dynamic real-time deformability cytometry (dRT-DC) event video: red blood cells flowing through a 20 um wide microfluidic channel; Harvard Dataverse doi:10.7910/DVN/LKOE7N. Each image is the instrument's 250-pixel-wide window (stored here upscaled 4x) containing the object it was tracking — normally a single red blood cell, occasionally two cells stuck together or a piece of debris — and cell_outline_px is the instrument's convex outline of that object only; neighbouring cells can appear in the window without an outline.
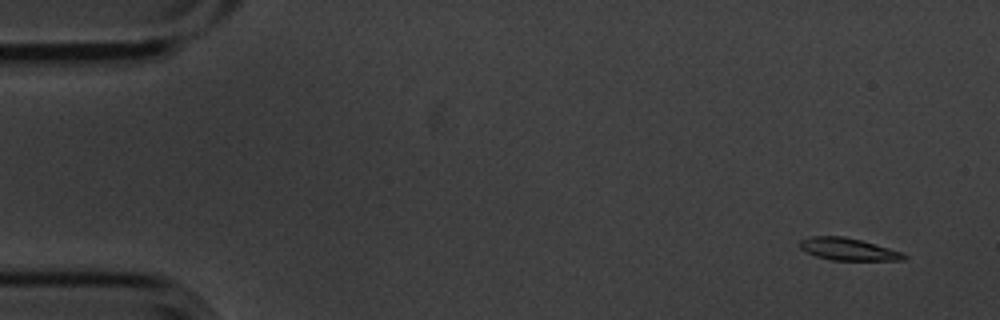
{"species": "common noctule bat (a hibernating species)", "species_latin": "Nyctalus noctula", "temperature_condition": "cold", "stored_images_in_passage": 6, "camera_frame_rate_fps": 3000, "um_per_image_px": 0.085, "animal": {"sex": "male", "body_mass_g": 20.1, "forearm_length_mm": 53.5}, "frame": {"image": 1, "passage_image": 1, "time_ms": 0.0, "image_size_px": [1000, 320], "cell_outline_px": [[908, 256], [904, 260], [832, 260], [816, 256], [800, 248], [800, 240], [812, 236], [844, 236], [860, 240], [904, 252]], "centroid_in_image_um": [72.13, 21.18], "position_along_channel_um": 12.9, "area_um2": 13.41}}
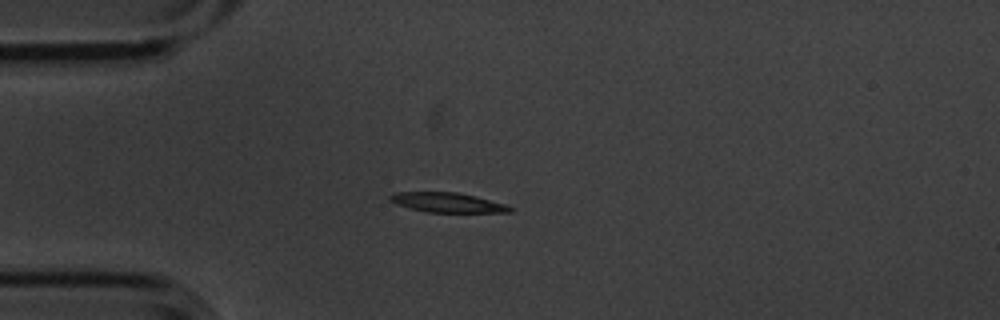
{"frame": {"image": 2, "passage_image": 4, "time_ms": 1.0, "image_size_px": [1000, 320], "cell_outline_px": [[516, 208], [512, 212], [428, 212], [396, 204], [388, 200], [388, 196], [392, 192], [456, 192], [476, 196], [508, 204]], "centroid_in_image_um": [38.08, 17.21], "position_along_channel_um": 46.9, "area_um2": 13.93}}
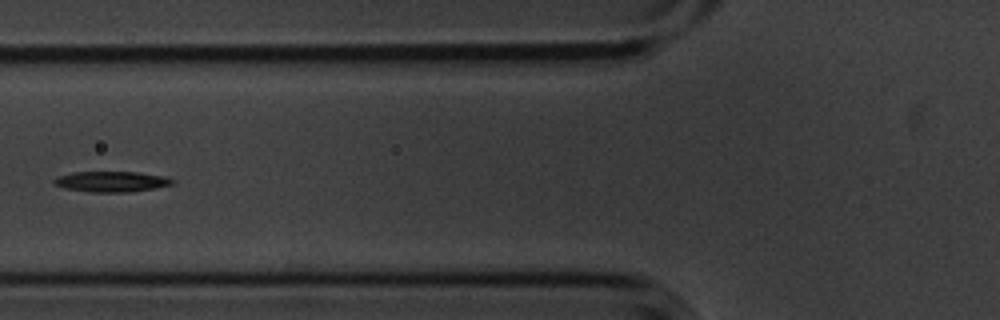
{"frame": {"image": 3, "passage_image": 6, "time_ms": 1.667, "image_size_px": [1000, 320], "cell_outline_px": [[176, 184], [156, 188], [128, 192], [88, 192], [64, 188], [52, 184], [52, 180], [56, 176], [72, 172], [136, 172], [164, 176], [176, 180]], "centroid_in_image_um": [9.46, 15.44], "position_along_channel_um": 116.3, "area_um2": 14.45}}